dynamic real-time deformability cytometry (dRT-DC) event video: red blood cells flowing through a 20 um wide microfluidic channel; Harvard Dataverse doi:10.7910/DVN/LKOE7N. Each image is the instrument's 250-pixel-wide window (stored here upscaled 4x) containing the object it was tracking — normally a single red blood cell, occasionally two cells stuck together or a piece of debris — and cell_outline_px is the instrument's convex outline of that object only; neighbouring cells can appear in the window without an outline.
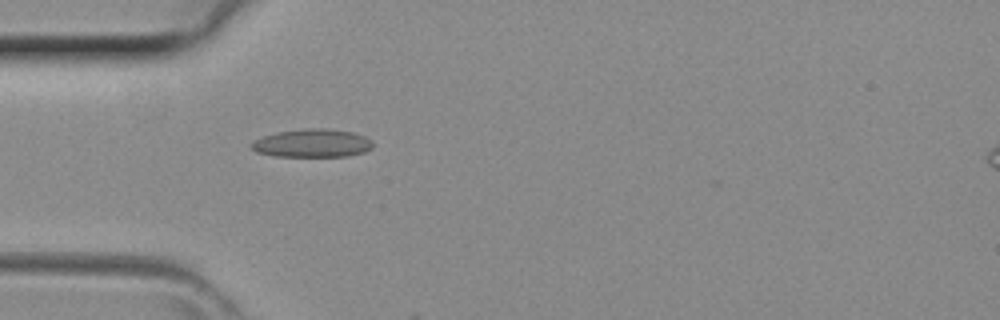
{"species": "common noctule bat (a hibernating species)", "species_latin": "Nyctalus noctula", "temperature_condition": "room temperature", "stored_images_in_passage": 4, "camera_frame_rate_fps": 3000, "um_per_image_px": 0.085, "animal": {"sex": "female", "body_mass_g": 29.2, "forearm_length_mm": 56.3}, "frame": {"image": 1, "passage_image": 3, "time_ms": 0.667, "image_size_px": [1000, 320], "cell_outline_px": [[372, 148], [364, 152], [348, 156], [276, 156], [256, 152], [248, 144], [264, 136], [276, 132], [304, 128], [324, 128], [352, 132], [364, 136], [372, 140]], "centroid_in_image_um": [26.54, 12.17], "position_along_channel_um": 58.5, "area_um2": 19.94}}